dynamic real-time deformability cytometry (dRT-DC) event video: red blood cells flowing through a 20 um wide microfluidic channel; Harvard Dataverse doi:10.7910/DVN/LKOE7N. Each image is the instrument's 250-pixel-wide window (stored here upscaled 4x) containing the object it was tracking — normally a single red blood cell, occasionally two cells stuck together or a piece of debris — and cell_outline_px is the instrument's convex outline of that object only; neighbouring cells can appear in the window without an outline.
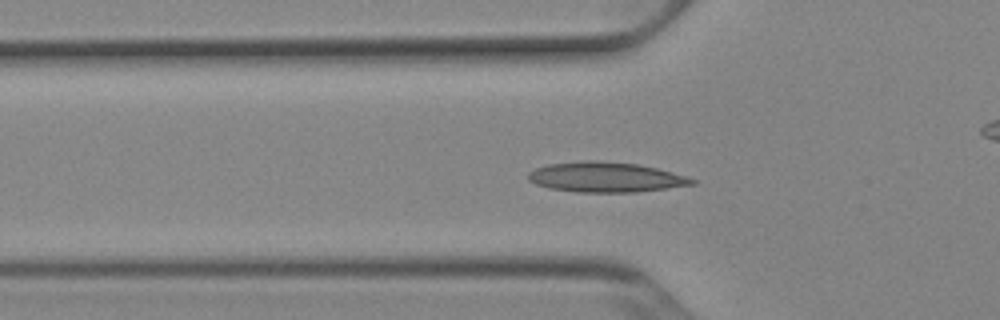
{"species": "Egyptian fruit bat (a non-hibernating species)", "species_latin": "Rousettus aegyptiacus", "temperature_condition": "cold", "stored_images_in_passage": 54, "camera_frame_rate_fps": 3000, "um_per_image_px": 0.085, "animal": {"sex": "female"}, "frame": {"image": 1, "passage_image": 18, "time_ms": 5.667, "image_size_px": [1000, 320], "cell_outline_px": [[696, 184], [636, 192], [576, 192], [548, 188], [536, 184], [528, 180], [528, 172], [536, 168], [548, 164], [580, 160], [596, 160], [636, 164], [656, 168], [688, 176], [696, 180]], "centroid_in_image_um": [51.46, 15.05], "position_along_channel_um": 74.3, "area_um2": 28.78}}
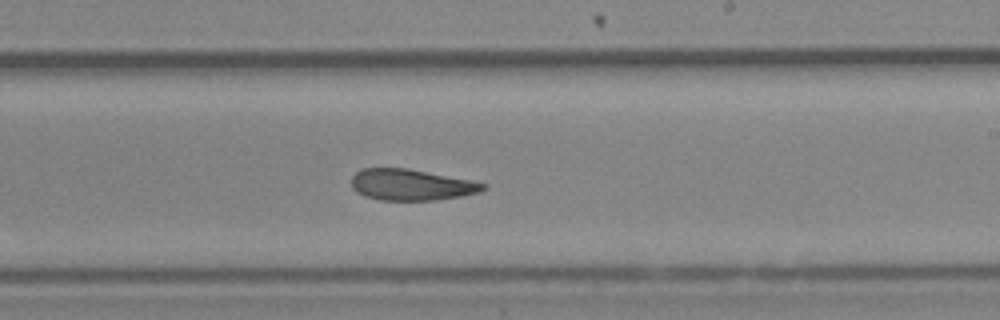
{"frame": {"image": 2, "passage_image": 32, "time_ms": 10.333, "image_size_px": [1000, 320], "cell_outline_px": [[488, 188], [480, 192], [460, 196], [436, 200], [380, 200], [364, 196], [356, 192], [352, 188], [352, 176], [360, 168], [408, 168], [472, 180], [488, 184]], "centroid_in_image_um": [34.97, 15.7], "position_along_channel_um": 254.0, "area_um2": 24.16}}
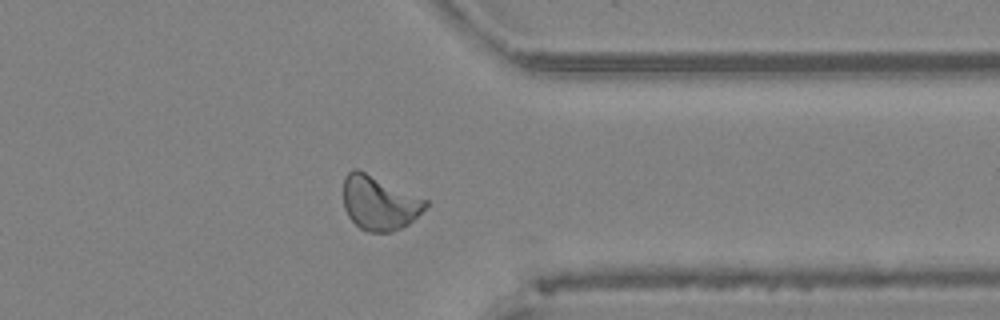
{"frame": {"image": 3, "passage_image": 42, "time_ms": 13.667, "image_size_px": [1000, 320], "cell_outline_px": [[428, 204], [408, 224], [392, 232], [368, 232], [360, 228], [348, 216], [344, 208], [344, 176], [352, 168], [356, 168], [428, 200]], "centroid_in_image_um": [32.21, 17.25], "position_along_channel_um": 379.2, "area_um2": 25.66}, "authors_computed_cell_mechanics": {"area_um2": 25.4031, "velocity_mm_per_s": 3.8696, "shape_relaxation_time_tau1_ms": null, "shape_relaxation_time_tau2_ms": 3.5048, "deformation_change_tau1": null, "deformation_change_tau2": 0.0925}}